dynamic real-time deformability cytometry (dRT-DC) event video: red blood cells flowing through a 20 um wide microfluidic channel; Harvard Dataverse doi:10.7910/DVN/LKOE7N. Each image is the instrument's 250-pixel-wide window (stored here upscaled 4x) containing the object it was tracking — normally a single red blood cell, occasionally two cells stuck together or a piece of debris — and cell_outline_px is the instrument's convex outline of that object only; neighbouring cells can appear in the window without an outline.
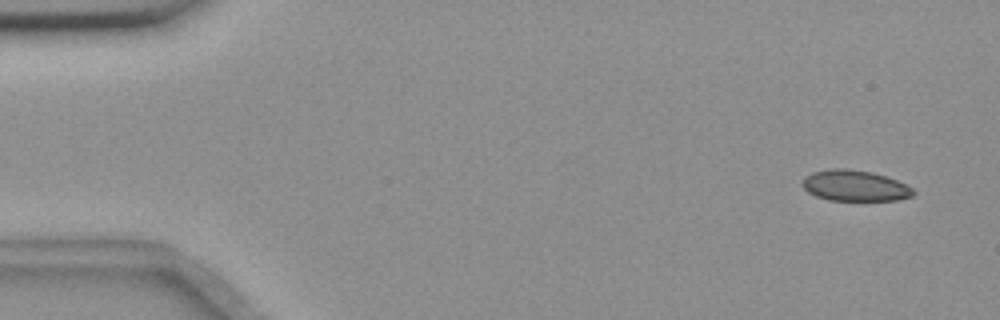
{"species": "common noctule bat (a hibernating species)", "species_latin": "Nyctalus noctula", "temperature_condition": "room temperature", "stored_images_in_passage": 56, "camera_frame_rate_fps": 3000, "um_per_image_px": 0.085, "animal": {"sex": "female", "body_mass_g": 18.4}, "frame": {"image": 1, "passage_image": 4, "time_ms": 1.0, "image_size_px": [1000, 320], "cell_outline_px": [[916, 192], [912, 196], [896, 200], [828, 200], [816, 196], [808, 192], [800, 184], [804, 176], [812, 172], [832, 168], [844, 168], [872, 172], [896, 180], [912, 188]], "centroid_in_image_um": [72.61, 15.78], "position_along_channel_um": 12.4, "area_um2": 19.94}}
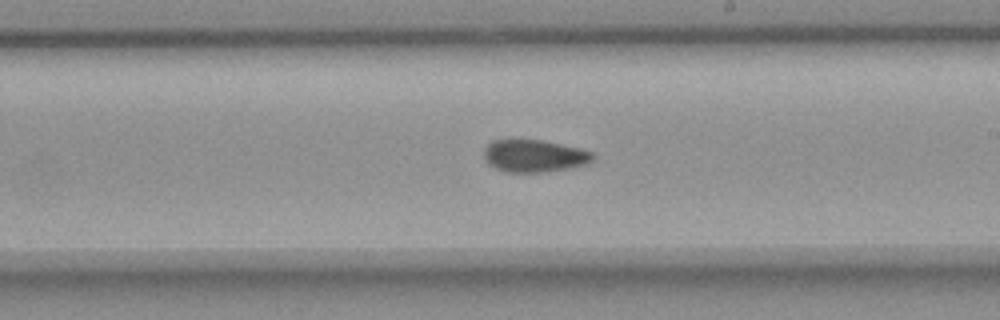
{"frame": {"image": 2, "passage_image": 33, "time_ms": 10.667, "image_size_px": [1000, 320], "cell_outline_px": [[596, 156], [588, 164], [568, 168], [540, 172], [504, 172], [488, 164], [484, 160], [484, 148], [492, 140], [540, 140], [580, 148], [592, 152]], "centroid_in_image_um": [45.4, 13.25], "position_along_channel_um": 243.6, "area_um2": 20.52}}
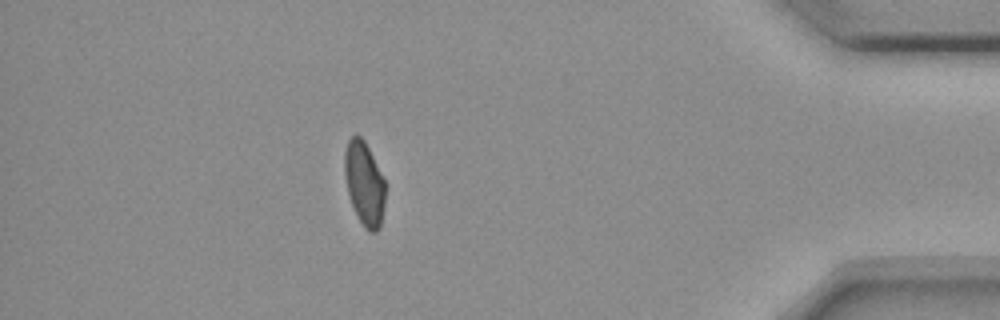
{"frame": {"image": 3, "passage_image": 50, "time_ms": 16.333, "image_size_px": [1000, 320], "cell_outline_px": [[384, 204], [380, 228], [376, 232], [368, 232], [364, 228], [352, 204], [348, 192], [344, 172], [344, 152], [348, 140], [356, 132], [364, 140], [384, 180]], "centroid_in_image_um": [30.95, 15.59], "position_along_channel_um": 404.3, "area_um2": 19.59}, "authors_computed_cell_mechanics": {"area_um2": 20.7791, "velocity_mm_per_s": 3.6449, "shape_relaxation_time_tau1_ms": null, "shape_relaxation_time_tau2_ms": 2.8247, "deformation_change_tau1": null, "deformation_change_tau2": 0.0715}}